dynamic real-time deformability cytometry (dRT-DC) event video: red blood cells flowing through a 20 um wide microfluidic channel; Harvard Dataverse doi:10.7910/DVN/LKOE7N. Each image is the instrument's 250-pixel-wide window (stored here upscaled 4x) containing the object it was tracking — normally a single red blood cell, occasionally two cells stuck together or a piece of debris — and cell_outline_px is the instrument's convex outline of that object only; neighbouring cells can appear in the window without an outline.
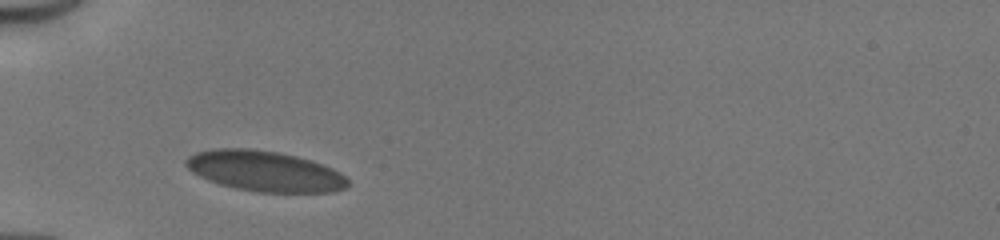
{"species": "human", "species_latin": "Homo sapiens", "temperature_condition": "cold", "stored_images_in_passage": 8, "camera_frame_rate_fps": 3000, "um_per_image_px": 0.085, "donor": {"sex": "male"}, "frame": {"image": 1, "passage_image": 1, "time_ms": 0.0, "image_size_px": [1000, 240], "cell_outline_px": [[348, 184], [344, 188], [332, 192], [256, 192], [236, 188], [220, 184], [208, 180], [192, 172], [184, 164], [184, 160], [188, 156], [196, 152], [212, 148], [252, 148], [276, 152], [296, 156], [312, 160], [332, 168], [340, 172], [348, 180]], "centroid_in_image_um": [22.47, 14.53], "position_along_channel_um": 62.5, "area_um2": 38.26}}
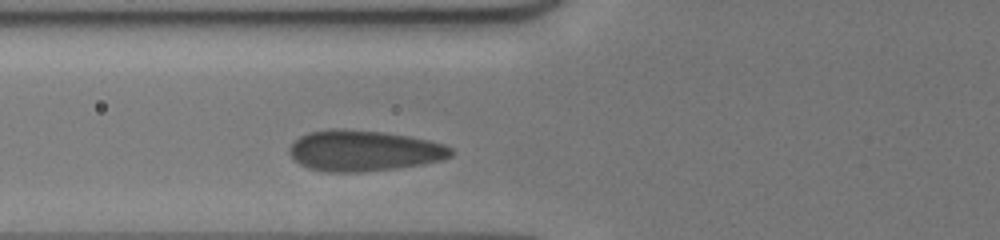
{"frame": {"image": 2, "passage_image": 3, "time_ms": 0.667, "image_size_px": [1000, 240], "cell_outline_px": [[452, 156], [444, 160], [396, 168], [360, 172], [328, 172], [308, 168], [300, 164], [288, 152], [288, 148], [300, 136], [308, 132], [332, 128], [340, 128], [380, 132], [408, 136], [428, 140], [444, 144], [452, 148]], "centroid_in_image_um": [30.92, 12.81], "position_along_channel_um": 94.9, "area_um2": 38.38}}
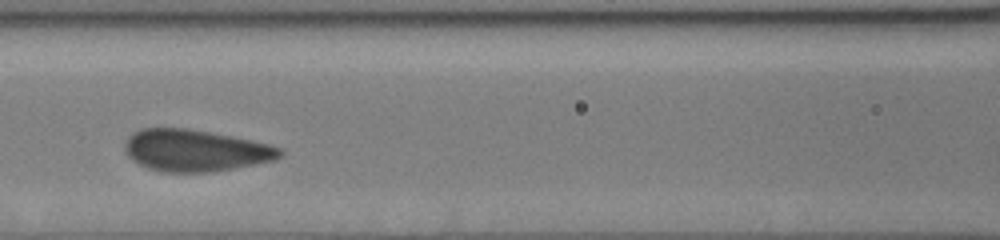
{"frame": {"image": 3, "passage_image": 6, "time_ms": 1.667, "image_size_px": [1000, 240], "cell_outline_px": [[284, 152], [276, 160], [212, 172], [160, 172], [148, 168], [132, 160], [124, 152], [124, 144], [128, 136], [132, 132], [140, 128], [188, 128], [212, 132], [252, 140], [284, 148]], "centroid_in_image_um": [16.59, 12.78], "position_along_channel_um": 150.0, "area_um2": 38.15}}